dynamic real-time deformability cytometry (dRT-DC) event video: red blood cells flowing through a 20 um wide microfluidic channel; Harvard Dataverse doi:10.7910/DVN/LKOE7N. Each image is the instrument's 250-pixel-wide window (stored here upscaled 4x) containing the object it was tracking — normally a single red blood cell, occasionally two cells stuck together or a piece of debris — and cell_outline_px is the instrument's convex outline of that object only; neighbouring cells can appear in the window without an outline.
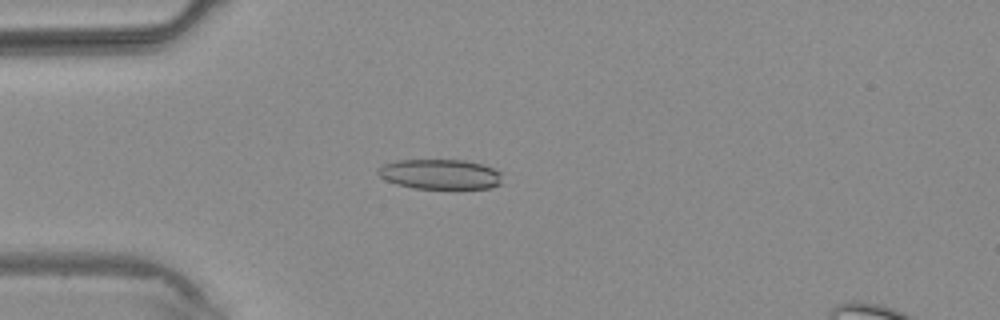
{"species": "common noctule bat (a hibernating species)", "species_latin": "Nyctalus noctula", "temperature_condition": "warm", "stored_images_in_passage": 3, "camera_frame_rate_fps": 3000, "um_per_image_px": 0.085, "animal": {"sex": "male", "body_mass_g": 20.4}, "frame": {"image": 1, "passage_image": 3, "time_ms": 2.333, "image_size_px": [1000, 320], "cell_outline_px": [[500, 184], [492, 188], [412, 188], [396, 184], [384, 180], [376, 172], [376, 168], [384, 164], [396, 160], [464, 160], [480, 164], [492, 168], [500, 172]], "centroid_in_image_um": [37.34, 14.81], "position_along_channel_um": 47.7, "area_um2": 21.68}}